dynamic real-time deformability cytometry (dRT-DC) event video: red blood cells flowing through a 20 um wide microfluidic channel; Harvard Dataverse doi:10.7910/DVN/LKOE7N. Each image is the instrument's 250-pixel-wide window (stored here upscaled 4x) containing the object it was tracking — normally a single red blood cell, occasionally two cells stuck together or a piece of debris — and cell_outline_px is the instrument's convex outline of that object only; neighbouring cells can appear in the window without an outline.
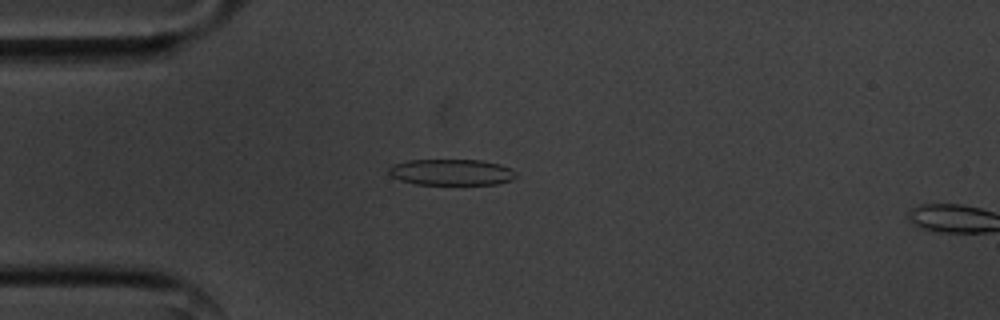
{"species": "common noctule bat (a hibernating species)", "species_latin": "Nyctalus noctula", "temperature_condition": "cold", "stored_images_in_passage": 16, "camera_frame_rate_fps": 3000, "um_per_image_px": 0.085, "animal": {"sex": "male", "body_mass_g": 20.1, "forearm_length_mm": 53.5}, "frame": {"image": 1, "passage_image": 14, "time_ms": 4.333, "image_size_px": [1000, 320], "cell_outline_px": [[516, 176], [512, 180], [496, 184], [416, 184], [400, 180], [392, 176], [388, 172], [388, 168], [392, 164], [408, 160], [480, 160], [500, 164], [512, 168], [516, 172]], "centroid_in_image_um": [38.38, 14.63], "position_along_channel_um": 46.6, "area_um2": 19.42}}